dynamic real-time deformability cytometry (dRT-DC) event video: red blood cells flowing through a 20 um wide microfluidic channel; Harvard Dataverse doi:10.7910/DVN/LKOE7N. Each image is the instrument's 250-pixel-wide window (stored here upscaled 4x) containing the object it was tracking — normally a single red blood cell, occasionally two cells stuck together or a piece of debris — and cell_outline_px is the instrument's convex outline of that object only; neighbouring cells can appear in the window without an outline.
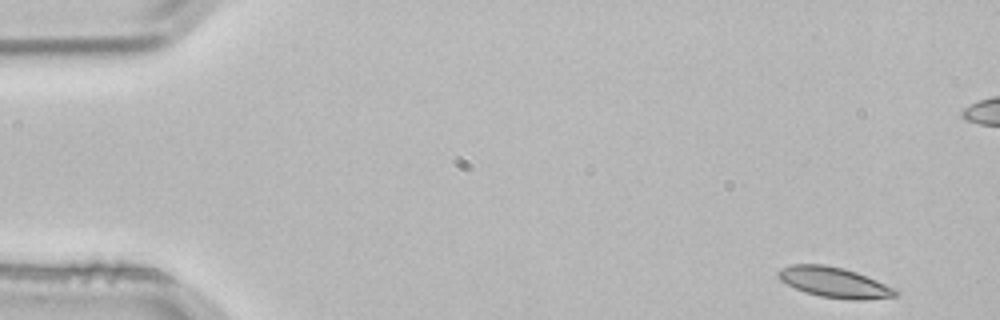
{"species": "common noctule bat (a hibernating species)", "species_latin": "Nyctalus noctula", "temperature_condition": "room temperature", "stored_images_in_passage": 4, "camera_frame_rate_fps": 3000, "um_per_image_px": 0.085, "animal": {"sex": "male", "body_mass_g": 21.5, "forearm_length_mm": 52.0}, "frame": {"image": 1, "passage_image": 1, "time_ms": 0.0, "image_size_px": [1000, 320], "cell_outline_px": [[900, 292], [896, 296], [864, 300], [856, 300], [820, 296], [804, 292], [780, 280], [776, 276], [776, 272], [780, 268], [792, 264], [824, 264], [844, 268], [856, 272], [896, 288]], "centroid_in_image_um": [70.91, 23.99], "position_along_channel_um": 14.1, "area_um2": 20.81}}